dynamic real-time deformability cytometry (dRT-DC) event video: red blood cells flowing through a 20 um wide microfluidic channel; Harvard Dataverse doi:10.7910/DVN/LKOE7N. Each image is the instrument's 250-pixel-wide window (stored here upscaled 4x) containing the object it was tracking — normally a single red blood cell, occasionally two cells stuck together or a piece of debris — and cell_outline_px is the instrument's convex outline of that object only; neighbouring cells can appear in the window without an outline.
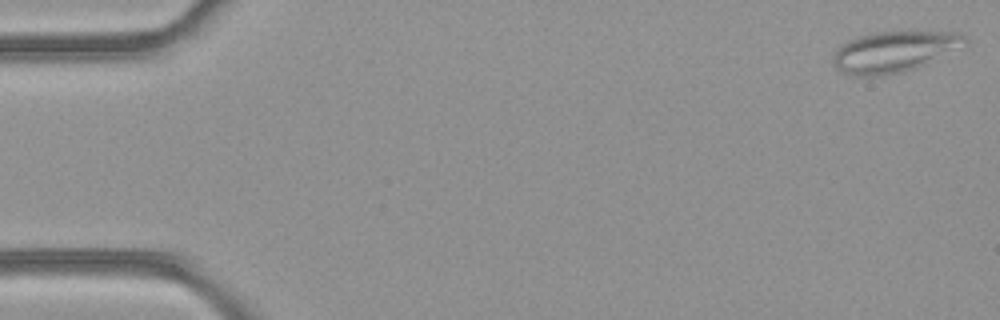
{"species": "common noctule bat (a hibernating species)", "species_latin": "Nyctalus noctula", "temperature_condition": "room temperature", "stored_images_in_passage": 49, "camera_frame_rate_fps": 3000, "um_per_image_px": 0.085, "animal": {"sex": "female", "body_mass_g": 21.9}, "frame": {"image": 1, "passage_image": 1, "time_ms": 0.0, "image_size_px": [1000, 320], "cell_outline_px": [[968, 40], [924, 64], [916, 68], [884, 76], [852, 76], [836, 68], [832, 64], [832, 56], [836, 48], [840, 44], [848, 40], [860, 36], [876, 32], [960, 32]], "centroid_in_image_um": [75.85, 4.4], "position_along_channel_um": 9.2, "area_um2": 30.81}}
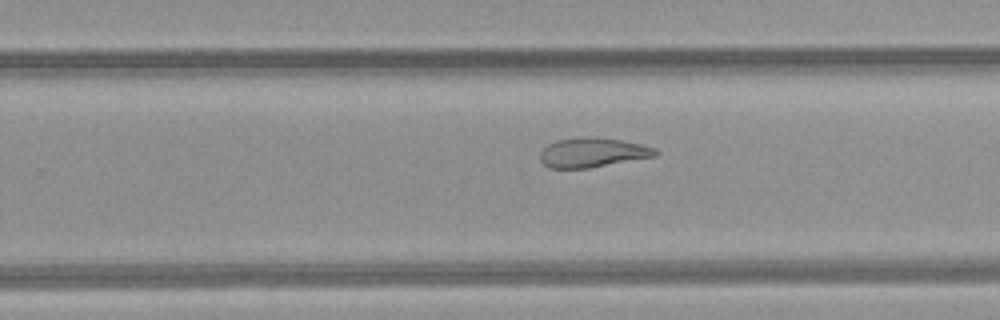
{"frame": {"image": 2, "passage_image": 31, "time_ms": 10.0, "image_size_px": [1000, 320], "cell_outline_px": [[660, 152], [656, 156], [588, 168], [548, 168], [540, 160], [540, 152], [548, 144], [556, 140], [584, 136], [592, 136], [620, 140], [640, 144], [656, 148]], "centroid_in_image_um": [50.36, 12.96], "position_along_channel_um": 279.4, "area_um2": 19.88}}
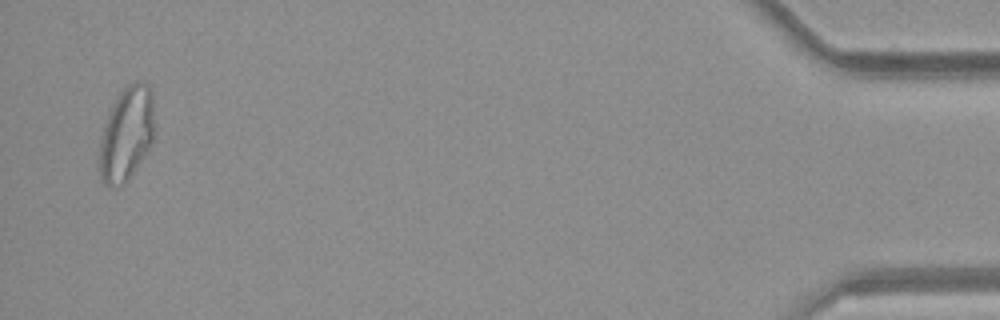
{"frame": {"image": 3, "passage_image": 48, "time_ms": 15.667, "image_size_px": [1000, 320], "cell_outline_px": [[156, 128], [152, 144], [132, 172], [120, 184], [112, 188], [108, 188], [104, 184], [100, 172], [100, 140], [112, 104], [116, 96], [128, 84], [136, 80], [144, 80], [152, 88]], "centroid_in_image_um": [10.81, 11.28], "position_along_channel_um": 424.4, "area_um2": 30.29}, "authors_computed_cell_mechanics": {"area_um2": 26.0678, "velocity_mm_per_s": 4.1961, "shape_relaxation_time_tau1_ms": null, "shape_relaxation_time_tau2_ms": 2.5355, "deformation_change_tau1": null, "deformation_change_tau2": 0.1089}}